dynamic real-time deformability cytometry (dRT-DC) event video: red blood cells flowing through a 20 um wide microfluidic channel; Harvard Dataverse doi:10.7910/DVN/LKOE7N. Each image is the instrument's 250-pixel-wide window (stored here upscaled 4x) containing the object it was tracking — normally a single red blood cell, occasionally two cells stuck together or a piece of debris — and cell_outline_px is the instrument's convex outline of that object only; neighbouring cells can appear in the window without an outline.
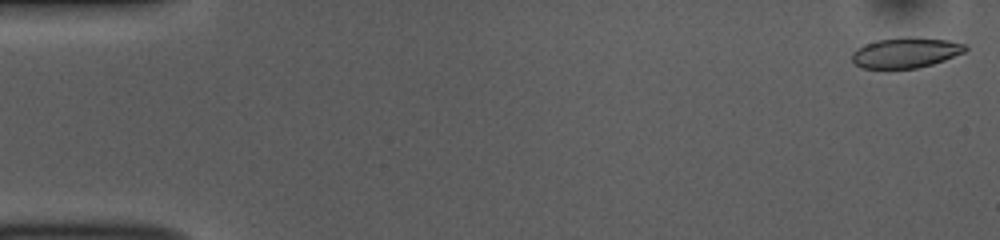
{"species": "common noctule bat (a hibernating species)", "species_latin": "Nyctalus noctula", "temperature_condition": "room temperature", "stored_images_in_passage": 53, "camera_frame_rate_fps": 3000, "um_per_image_px": 0.085, "animal": {"sex": "female", "body_mass_g": 10.0, "forearm_length_mm": 53.1}, "frame": {"image": 1, "passage_image": 1, "time_ms": 0.0, "image_size_px": [1000, 240], "cell_outline_px": [[968, 48], [964, 52], [944, 60], [932, 64], [916, 68], [860, 68], [852, 60], [852, 52], [856, 48], [864, 44], [876, 40], [908, 36], [948, 40], [964, 44]], "centroid_in_image_um": [76.96, 4.46], "position_along_channel_um": 8.0, "area_um2": 20.06}}
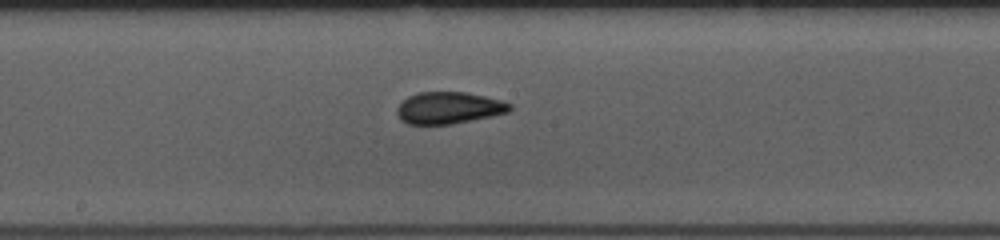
{"frame": {"image": 2, "passage_image": 28, "time_ms": 9.0, "image_size_px": [1000, 240], "cell_outline_px": [[512, 108], [508, 112], [492, 116], [452, 124], [408, 124], [400, 120], [396, 112], [396, 108], [408, 96], [416, 92], [468, 92], [500, 100], [512, 104]], "centroid_in_image_um": [38.13, 9.17], "position_along_channel_um": 210.1, "area_um2": 20.98}}
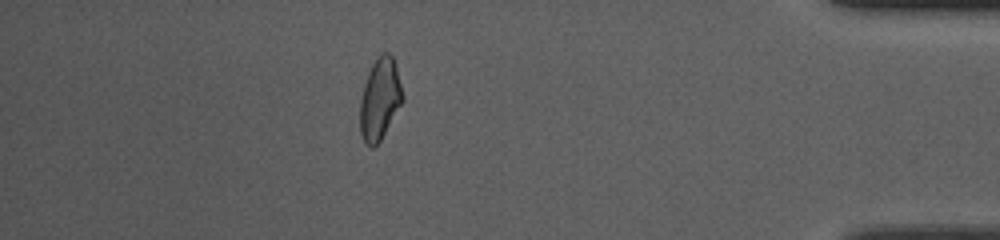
{"frame": {"image": 3, "passage_image": 47, "time_ms": 15.333, "image_size_px": [1000, 240], "cell_outline_px": [[404, 100], [380, 140], [372, 148], [368, 148], [364, 144], [360, 132], [360, 100], [364, 84], [368, 72], [372, 64], [380, 52], [388, 52], [392, 56], [396, 68], [404, 96]], "centroid_in_image_um": [32.27, 8.43], "position_along_channel_um": 402.9, "area_um2": 20.29}, "authors_computed_cell_mechanics": {"area_um2": 20.7502, "velocity_mm_per_s": 3.7275, "shape_relaxation_time_tau1_ms": 5.1929, "shape_relaxation_time_tau2_ms": 1.4679, "deformation_change_tau1": 0.1532, "deformation_change_tau2": 0.0568}}